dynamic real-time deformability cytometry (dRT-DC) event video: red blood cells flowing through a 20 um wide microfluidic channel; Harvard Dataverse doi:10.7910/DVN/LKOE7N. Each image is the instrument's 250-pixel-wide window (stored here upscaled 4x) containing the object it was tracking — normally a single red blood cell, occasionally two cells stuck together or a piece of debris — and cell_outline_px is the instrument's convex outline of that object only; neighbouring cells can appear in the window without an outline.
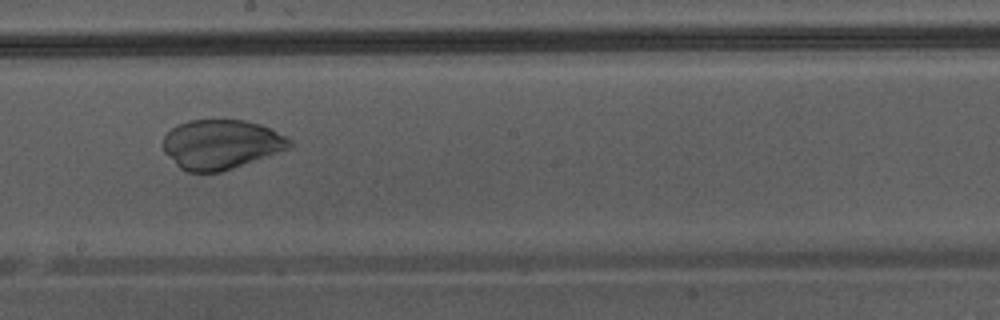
{"species": "Egyptian fruit bat (a non-hibernating species)", "species_latin": "Rousettus aegyptiacus", "temperature_condition": "warm", "stored_images_in_passage": 46, "camera_frame_rate_fps": 3000, "um_per_image_px": 0.085, "animal": {"sex": "male"}, "frame": {"image": 1, "passage_image": 27, "time_ms": 8.667, "image_size_px": [1000, 320], "cell_outline_px": [[296, 144], [288, 148], [232, 168], [220, 172], [188, 172], [180, 168], [164, 152], [160, 144], [164, 136], [172, 128], [188, 120], [244, 120], [260, 124], [288, 136]], "centroid_in_image_um": [18.77, 12.26], "position_along_channel_um": 229.4, "area_um2": 36.41}}